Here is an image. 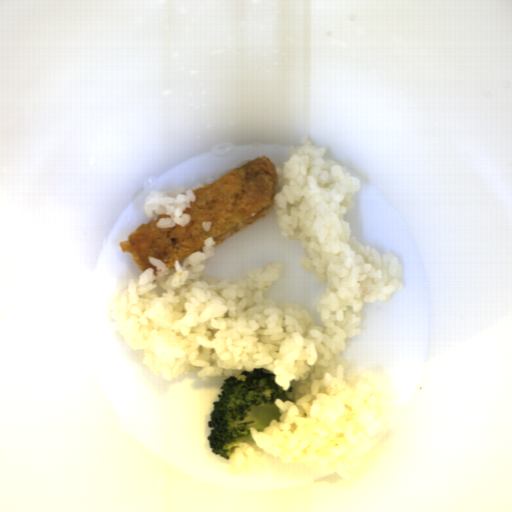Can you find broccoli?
Masks as SVG:
<instances>
[{"instance_id": "1706d50b", "label": "broccoli", "mask_w": 512, "mask_h": 512, "mask_svg": "<svg viewBox=\"0 0 512 512\" xmlns=\"http://www.w3.org/2000/svg\"><path fill=\"white\" fill-rule=\"evenodd\" d=\"M220 389L207 421V440L214 455L230 460L242 443L252 439L251 426L264 432L272 420L279 422L276 401L289 400V396L277 384L274 373L262 368L231 375Z\"/></svg>"}]
</instances>
